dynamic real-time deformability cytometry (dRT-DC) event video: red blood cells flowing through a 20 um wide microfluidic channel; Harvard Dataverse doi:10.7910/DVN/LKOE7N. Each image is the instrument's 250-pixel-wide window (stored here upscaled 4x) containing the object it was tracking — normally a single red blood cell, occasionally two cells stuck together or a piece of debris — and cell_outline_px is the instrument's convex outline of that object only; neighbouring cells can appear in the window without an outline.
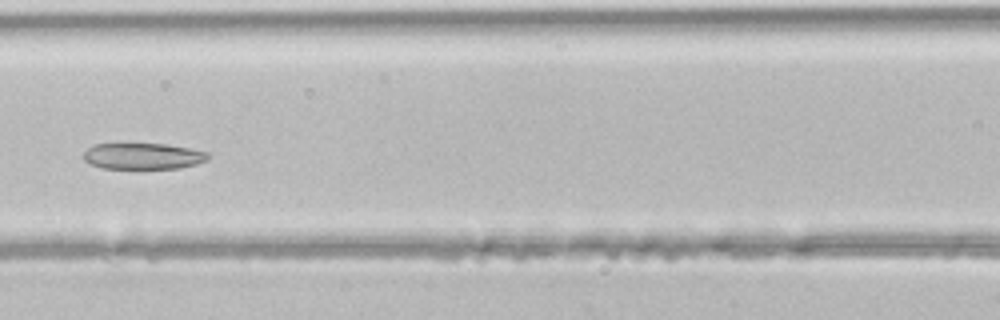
{"species": "common noctule bat (a hibernating species)", "species_latin": "Nyctalus noctula", "temperature_condition": "room temperature", "stored_images_in_passage": 42, "camera_frame_rate_fps": 3000, "um_per_image_px": 0.085, "animal": {"sex": "male", "body_mass_g": 21.5, "forearm_length_mm": 52.0}, "frame": {"image": 1, "passage_image": 16, "time_ms": 5.0, "image_size_px": [1000, 320], "cell_outline_px": [[212, 156], [208, 160], [196, 164], [180, 168], [100, 168], [84, 160], [84, 152], [92, 144], [168, 144], [208, 152]], "centroid_in_image_um": [12.19, 13.27], "position_along_channel_um": 154.4, "area_um2": 19.02}}
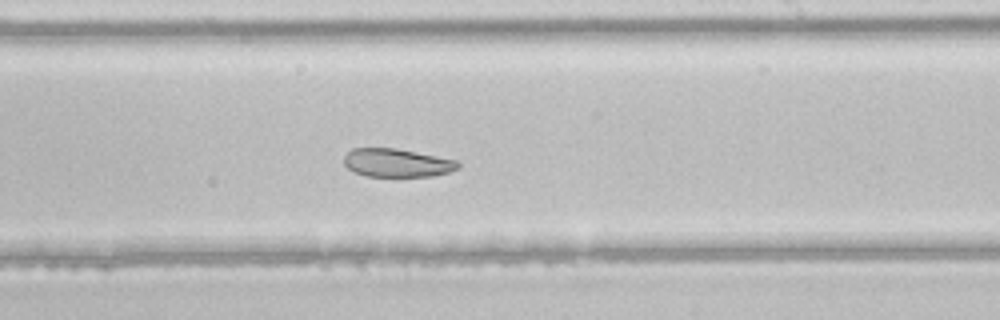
{"frame": {"image": 2, "passage_image": 23, "time_ms": 7.333, "image_size_px": [1000, 320], "cell_outline_px": [[460, 168], [448, 172], [432, 176], [364, 176], [348, 168], [344, 164], [344, 156], [352, 148], [396, 148], [456, 160], [460, 164]], "centroid_in_image_um": [33.73, 13.84], "position_along_channel_um": 255.3, "area_um2": 18.73}}
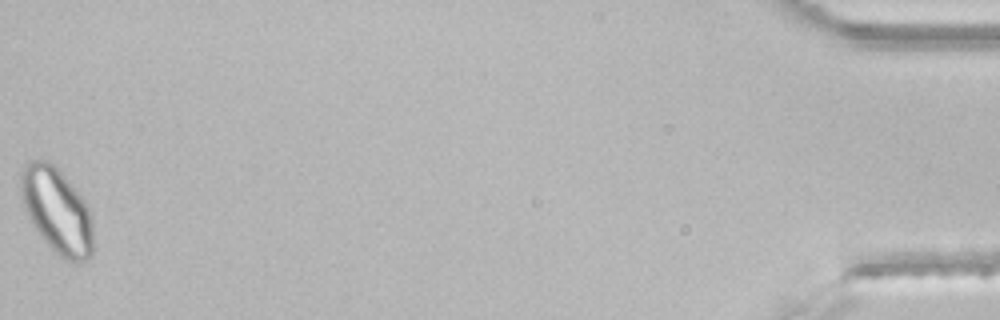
{"frame": {"image": 3, "passage_image": 42, "time_ms": 13.667, "image_size_px": [1000, 320], "cell_outline_px": [[96, 248], [92, 256], [76, 264], [64, 260], [44, 240], [32, 224], [24, 208], [20, 196], [20, 172], [32, 160], [48, 160], [64, 176], [84, 200], [88, 208], [92, 220]], "centroid_in_image_um": [4.87, 17.97], "position_along_channel_um": 430.3, "area_um2": 36.3}}